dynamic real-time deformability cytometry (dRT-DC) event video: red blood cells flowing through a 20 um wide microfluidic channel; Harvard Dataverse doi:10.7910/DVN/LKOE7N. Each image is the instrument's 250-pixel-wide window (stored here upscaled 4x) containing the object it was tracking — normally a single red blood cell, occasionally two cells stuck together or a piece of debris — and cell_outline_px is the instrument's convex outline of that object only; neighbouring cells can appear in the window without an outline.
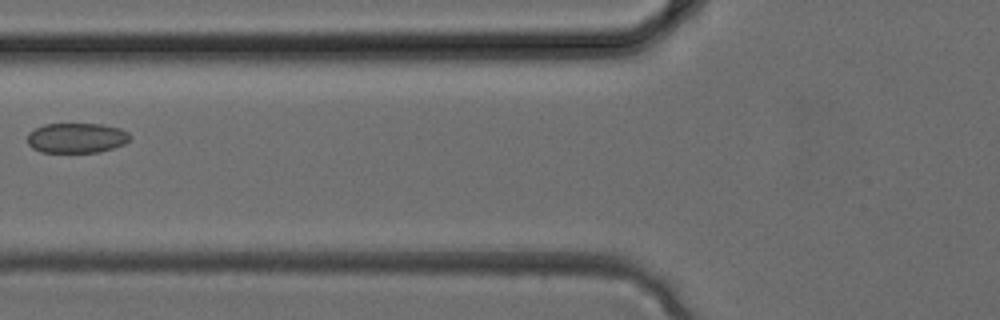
{"species": "common noctule bat (a hibernating species)", "species_latin": "Nyctalus noctula", "temperature_condition": "cold", "stored_images_in_passage": 4, "camera_frame_rate_fps": 3000, "um_per_image_px": 0.085, "animal": {"sex": "female", "body_mass_g": 24.6, "forearm_length_mm": 56.2}, "frame": {"image": 1, "passage_image": 4, "time_ms": 1.0, "image_size_px": [1000, 320], "cell_outline_px": [[132, 136], [124, 144], [100, 152], [40, 152], [32, 148], [28, 144], [28, 132], [44, 124], [100, 124], [120, 128], [128, 132]], "centroid_in_image_um": [6.5, 11.72], "position_along_channel_um": 119.3, "area_um2": 17.98}}